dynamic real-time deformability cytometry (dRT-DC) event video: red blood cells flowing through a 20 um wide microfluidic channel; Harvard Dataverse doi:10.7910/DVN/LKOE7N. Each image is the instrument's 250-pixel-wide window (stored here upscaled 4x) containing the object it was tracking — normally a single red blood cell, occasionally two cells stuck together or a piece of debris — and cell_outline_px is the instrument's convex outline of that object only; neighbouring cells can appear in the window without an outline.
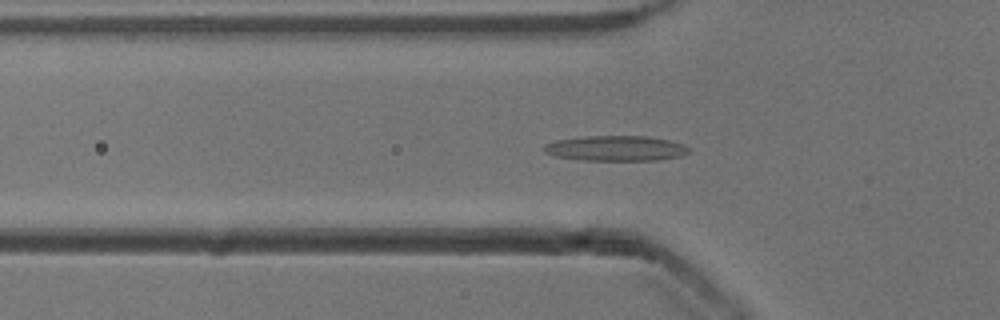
{"species": "common noctule bat (a hibernating species)", "species_latin": "Nyctalus noctula", "temperature_condition": "cold", "stored_images_in_passage": 43, "camera_frame_rate_fps": 3000, "um_per_image_px": 0.085, "animal": {"sex": "male", "body_mass_g": 13.3}, "frame": {"image": 1, "passage_image": 7, "time_ms": 2.0, "image_size_px": [1000, 320], "cell_outline_px": [[692, 152], [680, 156], [656, 160], [584, 160], [556, 156], [544, 152], [544, 144], [556, 140], [588, 136], [644, 136], [668, 140], [684, 144]], "centroid_in_image_um": [52.36, 12.6], "position_along_channel_um": 73.4, "area_um2": 21.15}}
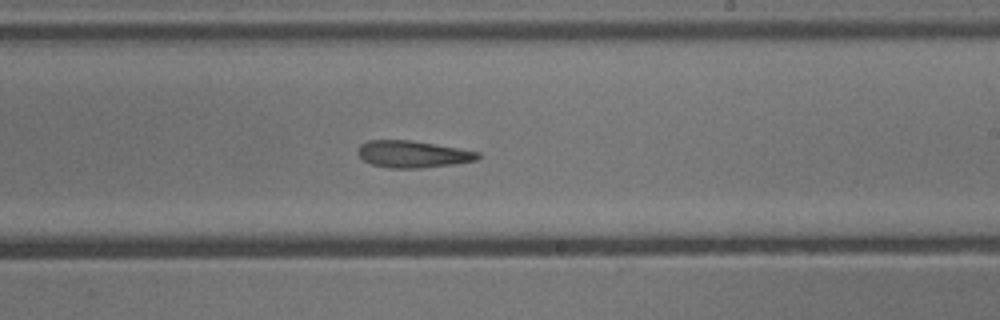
{"frame": {"image": 2, "passage_image": 21, "time_ms": 6.667, "image_size_px": [1000, 320], "cell_outline_px": [[480, 156], [476, 160], [452, 164], [420, 168], [388, 168], [372, 164], [364, 160], [356, 152], [356, 148], [360, 144], [368, 140], [412, 140], [480, 152]], "centroid_in_image_um": [35.04, 13.09], "position_along_channel_um": 254.0, "area_um2": 18.79}}
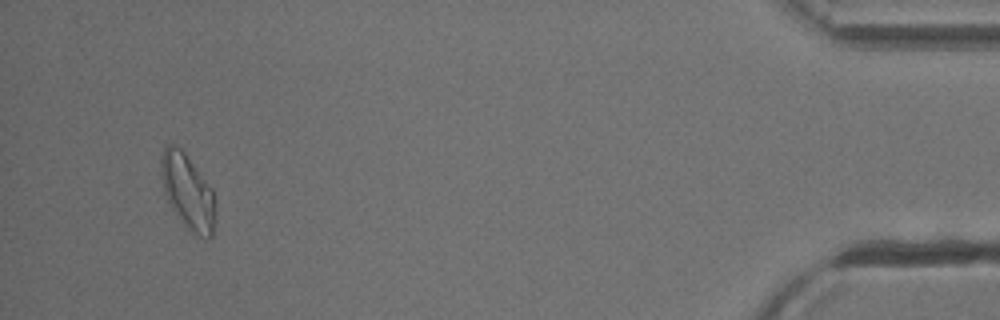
{"frame": {"image": 3, "passage_image": 40, "time_ms": 13.0, "image_size_px": [1000, 320], "cell_outline_px": [[216, 220], [212, 236], [192, 236], [172, 208], [164, 192], [160, 172], [160, 156], [164, 148], [168, 144], [172, 144], [180, 148], [184, 152], [212, 188], [216, 204]], "centroid_in_image_um": [15.97, 16.32], "position_along_channel_um": 419.2, "area_um2": 23.99}}